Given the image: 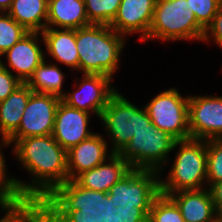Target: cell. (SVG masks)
Listing matches in <instances>:
<instances>
[{"instance_id": "1", "label": "cell", "mask_w": 222, "mask_h": 222, "mask_svg": "<svg viewBox=\"0 0 222 222\" xmlns=\"http://www.w3.org/2000/svg\"><path fill=\"white\" fill-rule=\"evenodd\" d=\"M14 153L34 179L25 183L17 179L22 196L39 204L56 187L68 181L67 151L51 135L17 140Z\"/></svg>"}, {"instance_id": "2", "label": "cell", "mask_w": 222, "mask_h": 222, "mask_svg": "<svg viewBox=\"0 0 222 222\" xmlns=\"http://www.w3.org/2000/svg\"><path fill=\"white\" fill-rule=\"evenodd\" d=\"M38 206L49 222H109V194L74 180L56 187Z\"/></svg>"}, {"instance_id": "3", "label": "cell", "mask_w": 222, "mask_h": 222, "mask_svg": "<svg viewBox=\"0 0 222 222\" xmlns=\"http://www.w3.org/2000/svg\"><path fill=\"white\" fill-rule=\"evenodd\" d=\"M125 37L109 25L91 24L76 29L79 70L84 74H100L113 78Z\"/></svg>"}, {"instance_id": "4", "label": "cell", "mask_w": 222, "mask_h": 222, "mask_svg": "<svg viewBox=\"0 0 222 222\" xmlns=\"http://www.w3.org/2000/svg\"><path fill=\"white\" fill-rule=\"evenodd\" d=\"M158 174L153 170L132 169L110 188L115 222H148L151 206L160 194Z\"/></svg>"}, {"instance_id": "5", "label": "cell", "mask_w": 222, "mask_h": 222, "mask_svg": "<svg viewBox=\"0 0 222 222\" xmlns=\"http://www.w3.org/2000/svg\"><path fill=\"white\" fill-rule=\"evenodd\" d=\"M180 146L166 181L160 179V193L168 195L180 190L202 189L207 183V140L186 139L176 141ZM205 180V181H204Z\"/></svg>"}, {"instance_id": "6", "label": "cell", "mask_w": 222, "mask_h": 222, "mask_svg": "<svg viewBox=\"0 0 222 222\" xmlns=\"http://www.w3.org/2000/svg\"><path fill=\"white\" fill-rule=\"evenodd\" d=\"M187 0H156L153 21L146 40L196 39L202 41L205 29L188 6Z\"/></svg>"}, {"instance_id": "7", "label": "cell", "mask_w": 222, "mask_h": 222, "mask_svg": "<svg viewBox=\"0 0 222 222\" xmlns=\"http://www.w3.org/2000/svg\"><path fill=\"white\" fill-rule=\"evenodd\" d=\"M176 140L152 122L140 129L118 153L132 169L160 172ZM165 162V163H164Z\"/></svg>"}, {"instance_id": "8", "label": "cell", "mask_w": 222, "mask_h": 222, "mask_svg": "<svg viewBox=\"0 0 222 222\" xmlns=\"http://www.w3.org/2000/svg\"><path fill=\"white\" fill-rule=\"evenodd\" d=\"M100 119L104 122L108 135H111V151L116 154L131 141L134 134L151 123L145 108H137L118 91L110 98Z\"/></svg>"}, {"instance_id": "9", "label": "cell", "mask_w": 222, "mask_h": 222, "mask_svg": "<svg viewBox=\"0 0 222 222\" xmlns=\"http://www.w3.org/2000/svg\"><path fill=\"white\" fill-rule=\"evenodd\" d=\"M189 97H182L176 88L156 95L144 108L151 122L176 141L190 139L188 118Z\"/></svg>"}, {"instance_id": "10", "label": "cell", "mask_w": 222, "mask_h": 222, "mask_svg": "<svg viewBox=\"0 0 222 222\" xmlns=\"http://www.w3.org/2000/svg\"><path fill=\"white\" fill-rule=\"evenodd\" d=\"M60 101L55 95L32 92L18 130L8 140L3 139L2 144L7 146L22 138L51 135Z\"/></svg>"}, {"instance_id": "11", "label": "cell", "mask_w": 222, "mask_h": 222, "mask_svg": "<svg viewBox=\"0 0 222 222\" xmlns=\"http://www.w3.org/2000/svg\"><path fill=\"white\" fill-rule=\"evenodd\" d=\"M188 118L193 139H222V96H189Z\"/></svg>"}, {"instance_id": "12", "label": "cell", "mask_w": 222, "mask_h": 222, "mask_svg": "<svg viewBox=\"0 0 222 222\" xmlns=\"http://www.w3.org/2000/svg\"><path fill=\"white\" fill-rule=\"evenodd\" d=\"M111 77L100 74H83L78 90L65 93L61 100L70 107L92 112L99 118L110 98L117 92L111 87Z\"/></svg>"}, {"instance_id": "13", "label": "cell", "mask_w": 222, "mask_h": 222, "mask_svg": "<svg viewBox=\"0 0 222 222\" xmlns=\"http://www.w3.org/2000/svg\"><path fill=\"white\" fill-rule=\"evenodd\" d=\"M155 5L156 0H121L109 26L124 37L134 32L140 33V40L144 41L153 21Z\"/></svg>"}, {"instance_id": "14", "label": "cell", "mask_w": 222, "mask_h": 222, "mask_svg": "<svg viewBox=\"0 0 222 222\" xmlns=\"http://www.w3.org/2000/svg\"><path fill=\"white\" fill-rule=\"evenodd\" d=\"M90 116V113L70 107L61 100L56 112L53 138L68 151L94 134L87 128Z\"/></svg>"}, {"instance_id": "15", "label": "cell", "mask_w": 222, "mask_h": 222, "mask_svg": "<svg viewBox=\"0 0 222 222\" xmlns=\"http://www.w3.org/2000/svg\"><path fill=\"white\" fill-rule=\"evenodd\" d=\"M107 151V142L97 133L71 147L67 151L68 180H74L82 172L109 160L113 153L108 157Z\"/></svg>"}, {"instance_id": "16", "label": "cell", "mask_w": 222, "mask_h": 222, "mask_svg": "<svg viewBox=\"0 0 222 222\" xmlns=\"http://www.w3.org/2000/svg\"><path fill=\"white\" fill-rule=\"evenodd\" d=\"M39 32H28L14 46L2 54L7 56L8 65L15 75L26 83L35 69L46 59L37 43Z\"/></svg>"}, {"instance_id": "17", "label": "cell", "mask_w": 222, "mask_h": 222, "mask_svg": "<svg viewBox=\"0 0 222 222\" xmlns=\"http://www.w3.org/2000/svg\"><path fill=\"white\" fill-rule=\"evenodd\" d=\"M108 161L79 174L74 181L81 187L108 193L110 188L131 170L130 164L119 154L113 153Z\"/></svg>"}, {"instance_id": "18", "label": "cell", "mask_w": 222, "mask_h": 222, "mask_svg": "<svg viewBox=\"0 0 222 222\" xmlns=\"http://www.w3.org/2000/svg\"><path fill=\"white\" fill-rule=\"evenodd\" d=\"M168 196L186 222H216V208L209 189L180 190Z\"/></svg>"}, {"instance_id": "19", "label": "cell", "mask_w": 222, "mask_h": 222, "mask_svg": "<svg viewBox=\"0 0 222 222\" xmlns=\"http://www.w3.org/2000/svg\"><path fill=\"white\" fill-rule=\"evenodd\" d=\"M40 35L48 54L69 66L79 70V54L76 46V29H54L46 27Z\"/></svg>"}, {"instance_id": "20", "label": "cell", "mask_w": 222, "mask_h": 222, "mask_svg": "<svg viewBox=\"0 0 222 222\" xmlns=\"http://www.w3.org/2000/svg\"><path fill=\"white\" fill-rule=\"evenodd\" d=\"M89 25L85 0H48L46 27L79 29Z\"/></svg>"}, {"instance_id": "21", "label": "cell", "mask_w": 222, "mask_h": 222, "mask_svg": "<svg viewBox=\"0 0 222 222\" xmlns=\"http://www.w3.org/2000/svg\"><path fill=\"white\" fill-rule=\"evenodd\" d=\"M32 92L26 83H22L5 100L0 102L1 140H8L18 130Z\"/></svg>"}, {"instance_id": "22", "label": "cell", "mask_w": 222, "mask_h": 222, "mask_svg": "<svg viewBox=\"0 0 222 222\" xmlns=\"http://www.w3.org/2000/svg\"><path fill=\"white\" fill-rule=\"evenodd\" d=\"M47 12L48 0H13L7 13L28 32L41 33L46 28Z\"/></svg>"}, {"instance_id": "23", "label": "cell", "mask_w": 222, "mask_h": 222, "mask_svg": "<svg viewBox=\"0 0 222 222\" xmlns=\"http://www.w3.org/2000/svg\"><path fill=\"white\" fill-rule=\"evenodd\" d=\"M64 73L55 64H47L44 60L34 71L26 84L36 93L51 94L62 98L65 92L62 91Z\"/></svg>"}, {"instance_id": "24", "label": "cell", "mask_w": 222, "mask_h": 222, "mask_svg": "<svg viewBox=\"0 0 222 222\" xmlns=\"http://www.w3.org/2000/svg\"><path fill=\"white\" fill-rule=\"evenodd\" d=\"M120 4L121 0H85L88 21L91 24L110 25Z\"/></svg>"}, {"instance_id": "25", "label": "cell", "mask_w": 222, "mask_h": 222, "mask_svg": "<svg viewBox=\"0 0 222 222\" xmlns=\"http://www.w3.org/2000/svg\"><path fill=\"white\" fill-rule=\"evenodd\" d=\"M148 222H186L176 203L168 196L160 193L154 200Z\"/></svg>"}, {"instance_id": "26", "label": "cell", "mask_w": 222, "mask_h": 222, "mask_svg": "<svg viewBox=\"0 0 222 222\" xmlns=\"http://www.w3.org/2000/svg\"><path fill=\"white\" fill-rule=\"evenodd\" d=\"M27 33L8 13H0V57Z\"/></svg>"}, {"instance_id": "27", "label": "cell", "mask_w": 222, "mask_h": 222, "mask_svg": "<svg viewBox=\"0 0 222 222\" xmlns=\"http://www.w3.org/2000/svg\"><path fill=\"white\" fill-rule=\"evenodd\" d=\"M1 149V148H0ZM4 156L0 150V206L16 205L27 201L17 184V179L8 177L5 172ZM7 176V177H6Z\"/></svg>"}, {"instance_id": "28", "label": "cell", "mask_w": 222, "mask_h": 222, "mask_svg": "<svg viewBox=\"0 0 222 222\" xmlns=\"http://www.w3.org/2000/svg\"><path fill=\"white\" fill-rule=\"evenodd\" d=\"M222 181V139L207 140V183Z\"/></svg>"}, {"instance_id": "29", "label": "cell", "mask_w": 222, "mask_h": 222, "mask_svg": "<svg viewBox=\"0 0 222 222\" xmlns=\"http://www.w3.org/2000/svg\"><path fill=\"white\" fill-rule=\"evenodd\" d=\"M190 11L206 30L213 22L222 0H187Z\"/></svg>"}, {"instance_id": "30", "label": "cell", "mask_w": 222, "mask_h": 222, "mask_svg": "<svg viewBox=\"0 0 222 222\" xmlns=\"http://www.w3.org/2000/svg\"><path fill=\"white\" fill-rule=\"evenodd\" d=\"M1 210H5L6 214L0 222H30L39 212V206L34 202L25 201L16 205L1 206Z\"/></svg>"}, {"instance_id": "31", "label": "cell", "mask_w": 222, "mask_h": 222, "mask_svg": "<svg viewBox=\"0 0 222 222\" xmlns=\"http://www.w3.org/2000/svg\"><path fill=\"white\" fill-rule=\"evenodd\" d=\"M22 82L0 59V102L5 100Z\"/></svg>"}, {"instance_id": "32", "label": "cell", "mask_w": 222, "mask_h": 222, "mask_svg": "<svg viewBox=\"0 0 222 222\" xmlns=\"http://www.w3.org/2000/svg\"><path fill=\"white\" fill-rule=\"evenodd\" d=\"M209 37L214 39V42L222 48V2L214 16L212 24L205 31L203 41L208 42Z\"/></svg>"}, {"instance_id": "33", "label": "cell", "mask_w": 222, "mask_h": 222, "mask_svg": "<svg viewBox=\"0 0 222 222\" xmlns=\"http://www.w3.org/2000/svg\"><path fill=\"white\" fill-rule=\"evenodd\" d=\"M208 188L211 192L215 208H222V181L214 183L211 187Z\"/></svg>"}, {"instance_id": "34", "label": "cell", "mask_w": 222, "mask_h": 222, "mask_svg": "<svg viewBox=\"0 0 222 222\" xmlns=\"http://www.w3.org/2000/svg\"><path fill=\"white\" fill-rule=\"evenodd\" d=\"M13 0H0V13H7Z\"/></svg>"}, {"instance_id": "35", "label": "cell", "mask_w": 222, "mask_h": 222, "mask_svg": "<svg viewBox=\"0 0 222 222\" xmlns=\"http://www.w3.org/2000/svg\"><path fill=\"white\" fill-rule=\"evenodd\" d=\"M109 222H115L113 196H109Z\"/></svg>"}, {"instance_id": "36", "label": "cell", "mask_w": 222, "mask_h": 222, "mask_svg": "<svg viewBox=\"0 0 222 222\" xmlns=\"http://www.w3.org/2000/svg\"><path fill=\"white\" fill-rule=\"evenodd\" d=\"M30 222H49L43 215L39 212L32 218Z\"/></svg>"}, {"instance_id": "37", "label": "cell", "mask_w": 222, "mask_h": 222, "mask_svg": "<svg viewBox=\"0 0 222 222\" xmlns=\"http://www.w3.org/2000/svg\"><path fill=\"white\" fill-rule=\"evenodd\" d=\"M216 222H222V208L216 209Z\"/></svg>"}]
</instances>
